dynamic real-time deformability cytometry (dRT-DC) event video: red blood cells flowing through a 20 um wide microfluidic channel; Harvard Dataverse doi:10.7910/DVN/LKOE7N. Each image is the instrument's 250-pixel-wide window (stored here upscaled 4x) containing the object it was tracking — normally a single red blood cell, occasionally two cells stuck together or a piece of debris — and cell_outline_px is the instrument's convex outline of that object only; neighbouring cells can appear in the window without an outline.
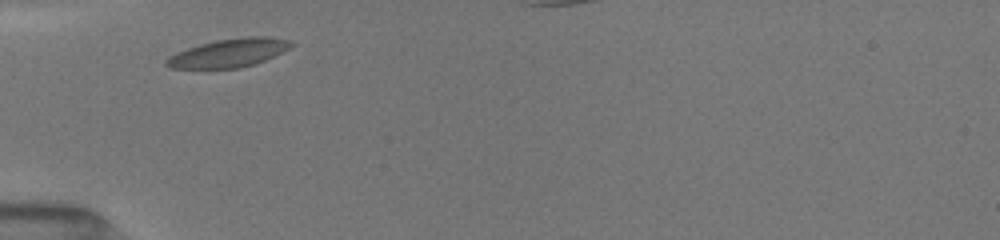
{"species": "common noctule bat (a hibernating species)", "species_latin": "Nyctalus noctula", "temperature_condition": "room temperature", "stored_images_in_passage": 4, "segment_of_instrument_passage": [1, 2], "camera_frame_rate_fps": 3000, "um_per_image_px": 0.085, "animal": {"sex": "female", "body_mass_g": 19.5, "forearm_length_mm": 54.1}, "frame": {"image": 1, "passage_image": 1, "time_ms": 0.0, "image_size_px": [1000, 240], "cell_outline_px": [[296, 44], [264, 60], [252, 64], [236, 68], [172, 68], [164, 64], [164, 60], [176, 52], [200, 44], [216, 40], [244, 36], [268, 36], [292, 40]], "centroid_in_image_um": [19.45, 4.48], "position_along_channel_um": 65.5, "area_um2": 20.52}}
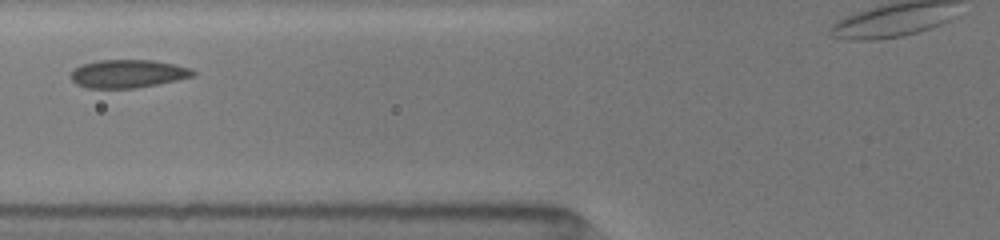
{"frame": {"image": 2, "passage_image": 2, "time_ms": 1.333, "image_size_px": [1000, 240], "cell_outline_px": [[196, 72], [192, 76], [176, 80], [136, 88], [84, 88], [76, 84], [72, 80], [72, 72], [76, 68], [84, 64], [96, 60], [152, 60], [192, 68]], "centroid_in_image_um": [10.86, 6.27], "position_along_channel_um": 114.9, "area_um2": 19.83}}